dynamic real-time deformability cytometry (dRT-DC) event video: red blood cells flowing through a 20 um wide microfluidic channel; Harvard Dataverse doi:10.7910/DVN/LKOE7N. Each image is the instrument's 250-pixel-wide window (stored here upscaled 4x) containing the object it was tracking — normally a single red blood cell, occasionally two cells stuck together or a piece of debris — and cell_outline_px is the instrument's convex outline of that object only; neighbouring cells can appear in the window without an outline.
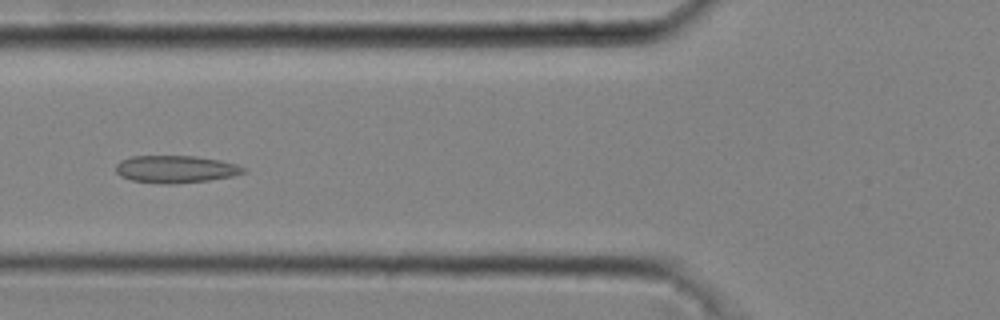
{"species": "common noctule bat (a hibernating species)", "species_latin": "Nyctalus noctula", "temperature_condition": "cold", "stored_images_in_passage": 46, "camera_frame_rate_fps": 3000, "um_per_image_px": 0.085, "animal": {"sex": "male", "body_mass_g": 20.4}, "frame": {"image": 1, "passage_image": 18, "time_ms": 5.667, "image_size_px": [1000, 320], "cell_outline_px": [[244, 172], [232, 176], [208, 180], [172, 184], [164, 184], [132, 180], [120, 176], [116, 172], [116, 164], [120, 160], [132, 156], [196, 156], [220, 160], [236, 164], [244, 168]], "centroid_in_image_um": [14.89, 14.37], "position_along_channel_um": 110.9, "area_um2": 20.23}}
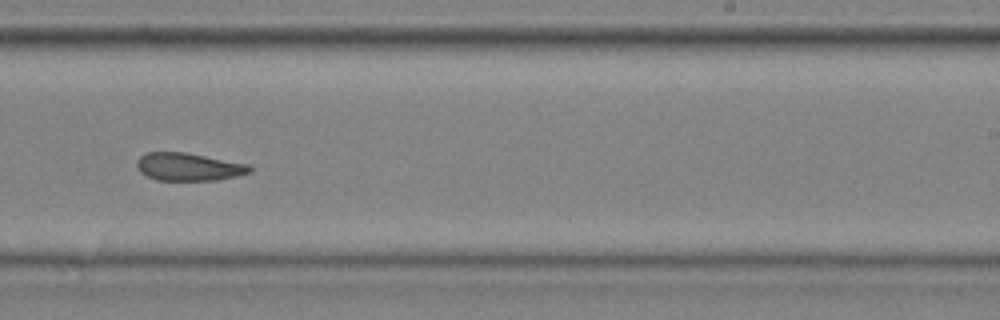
{"frame": {"image": 2, "passage_image": 30, "time_ms": 9.667, "image_size_px": [1000, 320], "cell_outline_px": [[252, 172], [236, 176], [216, 180], [156, 180], [140, 172], [136, 164], [136, 160], [144, 152], [184, 152], [248, 164], [252, 168]], "centroid_in_image_um": [16.01, 14.18], "position_along_channel_um": 273.0, "area_um2": 18.26}}
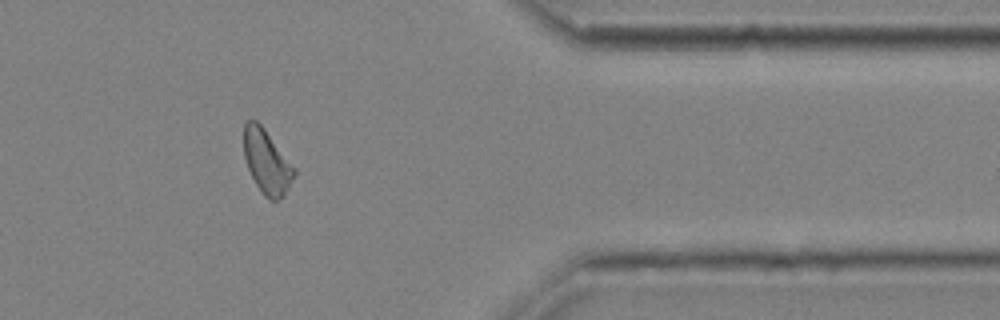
{"frame": {"image": 3, "passage_image": 40, "time_ms": 13.0, "image_size_px": [1000, 320], "cell_outline_px": [[296, 172], [284, 196], [276, 200], [268, 200], [264, 196], [256, 184], [248, 168], [244, 156], [244, 120], [256, 120], [264, 128], [296, 168]], "centroid_in_image_um": [22.68, 13.74], "position_along_channel_um": 388.7, "area_um2": 18.73}, "authors_computed_cell_mechanics": {"area_um2": 18.8717, "velocity_mm_per_s": 4.0526, "shape_relaxation_time_tau1_ms": null, "shape_relaxation_time_tau2_ms": 2.5805, "deformation_change_tau1": null, "deformation_change_tau2": 0.0855}}